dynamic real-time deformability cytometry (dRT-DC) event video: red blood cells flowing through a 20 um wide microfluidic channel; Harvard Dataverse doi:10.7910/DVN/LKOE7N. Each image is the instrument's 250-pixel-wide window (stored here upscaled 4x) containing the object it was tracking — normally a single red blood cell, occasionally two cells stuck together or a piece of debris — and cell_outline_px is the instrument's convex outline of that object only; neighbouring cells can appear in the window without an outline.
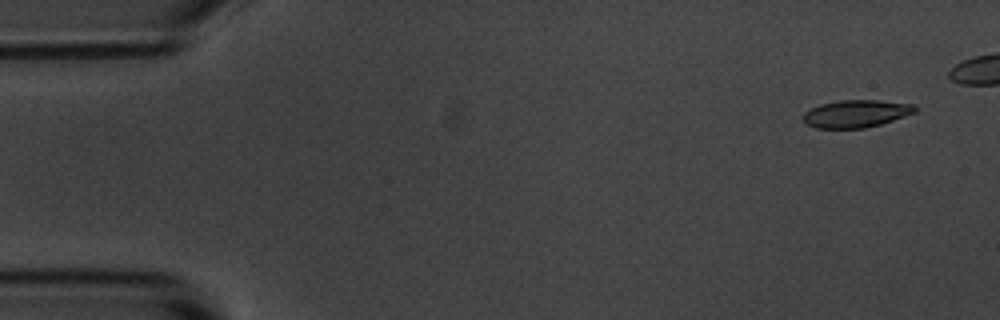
{"species": "common noctule bat (a hibernating species)", "species_latin": "Nyctalus noctula", "temperature_condition": "room temperature", "stored_images_in_passage": 12, "camera_frame_rate_fps": 3000, "um_per_image_px": 0.085, "animal": {"sex": "male", "body_mass_g": 20.1, "forearm_length_mm": 53.5}, "frame": {"image": 1, "passage_image": 1, "time_ms": 0.0, "image_size_px": [1000, 320], "cell_outline_px": [[916, 112], [880, 124], [864, 128], [816, 128], [804, 124], [804, 112], [820, 104], [840, 100], [880, 100], [916, 104]], "centroid_in_image_um": [72.77, 9.65], "position_along_channel_um": 12.2, "area_um2": 17.92}}
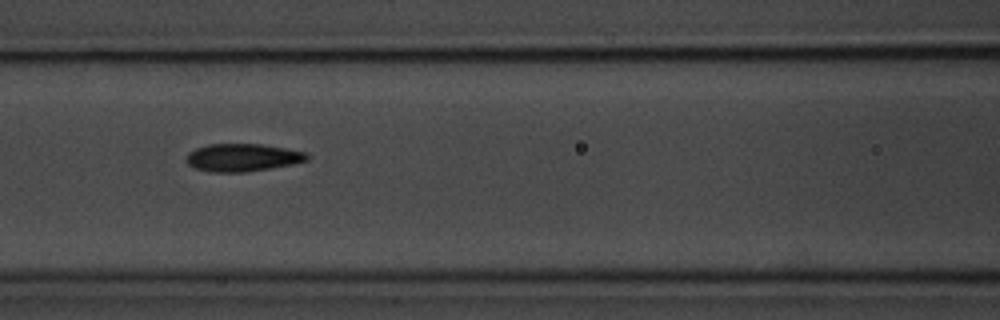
{"frame": {"image": 2, "passage_image": 6, "time_ms": 1.667, "image_size_px": [1000, 320], "cell_outline_px": [[308, 160], [292, 164], [244, 172], [212, 172], [196, 168], [188, 164], [184, 160], [188, 152], [196, 148], [208, 144], [260, 144], [308, 152]], "centroid_in_image_um": [20.59, 13.38], "position_along_channel_um": 146.0, "area_um2": 19.42}}
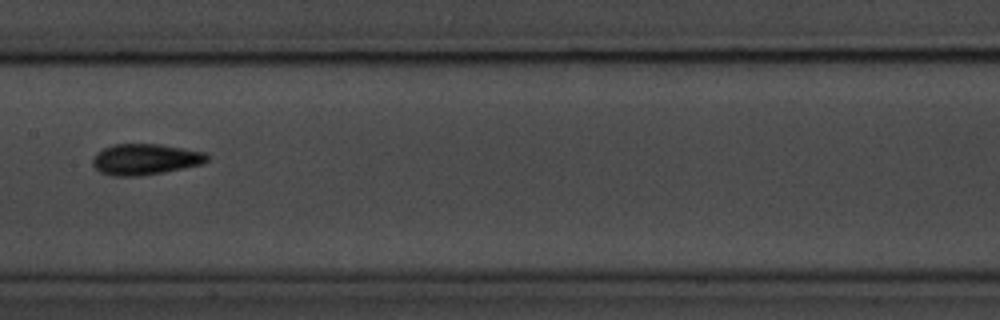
{"frame": {"image": 3, "passage_image": 7, "time_ms": 2.0, "image_size_px": [1000, 320], "cell_outline_px": [[208, 160], [204, 164], [140, 176], [112, 176], [100, 172], [92, 164], [92, 156], [96, 152], [112, 144], [160, 144], [184, 148], [204, 152], [208, 156]], "centroid_in_image_um": [12.32, 13.53], "position_along_channel_um": 195.1, "area_um2": 20.75}}